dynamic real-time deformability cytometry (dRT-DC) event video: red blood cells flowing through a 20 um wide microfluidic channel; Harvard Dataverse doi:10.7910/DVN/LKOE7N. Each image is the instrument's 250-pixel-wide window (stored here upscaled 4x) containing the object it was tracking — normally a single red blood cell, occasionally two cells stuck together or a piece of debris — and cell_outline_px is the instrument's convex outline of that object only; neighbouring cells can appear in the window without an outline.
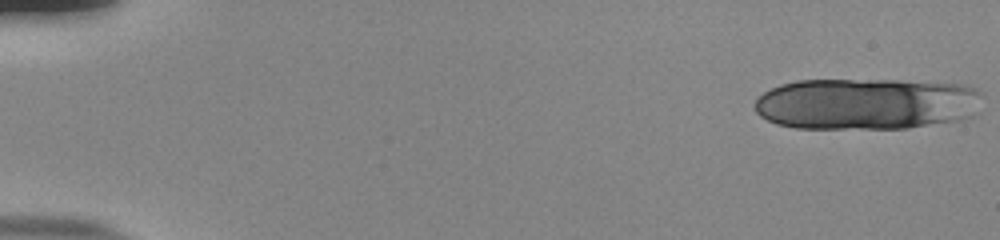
{"species": "human", "species_latin": "Homo sapiens", "temperature_condition": "room temperature", "stored_images_in_passage": 17, "camera_frame_rate_fps": 3000, "um_per_image_px": 0.085, "donor": {"sex": "male"}, "frame": {"image": 1, "passage_image": 1, "time_ms": 0.0, "image_size_px": [1000, 240], "cell_outline_px": [[984, 96], [972, 116], [960, 120], [908, 128], [796, 128], [776, 124], [760, 116], [756, 112], [756, 100], [764, 92], [780, 84], [796, 80], [900, 80], [968, 84], [976, 88]], "centroid_in_image_um": [73.7, 8.81], "position_along_channel_um": 11.3, "area_um2": 69.07}}